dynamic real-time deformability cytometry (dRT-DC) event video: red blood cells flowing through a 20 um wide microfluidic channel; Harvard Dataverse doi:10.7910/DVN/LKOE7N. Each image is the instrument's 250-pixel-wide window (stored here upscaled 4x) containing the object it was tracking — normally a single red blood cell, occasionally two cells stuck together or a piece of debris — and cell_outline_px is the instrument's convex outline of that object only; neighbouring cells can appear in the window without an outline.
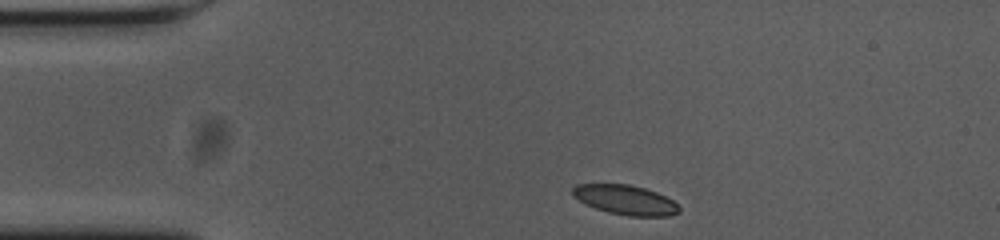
{"species": "common noctule bat (a hibernating species)", "species_latin": "Nyctalus noctula", "temperature_condition": "cold", "stored_images_in_passage": 37, "camera_frame_rate_fps": 3000, "um_per_image_px": 0.085, "animal": {"sex": "female", "body_mass_g": 23.0, "forearm_length_mm": 53.4}, "frame": {"image": 1, "passage_image": 1, "time_ms": 0.0, "image_size_px": [1000, 240], "cell_outline_px": [[680, 212], [668, 216], [628, 216], [608, 212], [596, 208], [572, 196], [572, 188], [576, 184], [628, 184], [644, 188], [656, 192], [672, 200], [680, 208]], "centroid_in_image_um": [53.16, 16.99], "position_along_channel_um": 31.8, "area_um2": 18.21}}
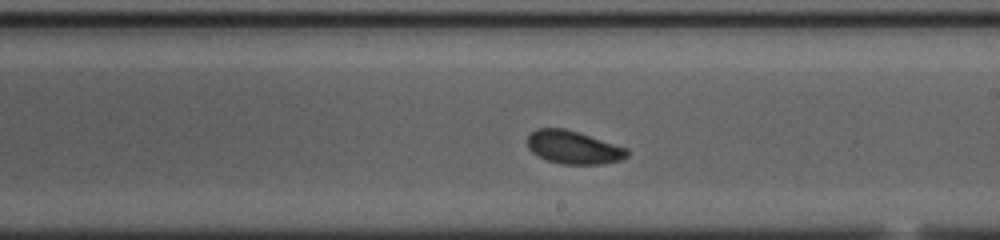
{"frame": {"image": 2, "passage_image": 22, "time_ms": 7.0, "image_size_px": [1000, 240], "cell_outline_px": [[628, 156], [620, 160], [600, 164], [560, 164], [548, 160], [532, 152], [528, 148], [528, 136], [536, 128], [564, 128], [580, 132], [628, 148]], "centroid_in_image_um": [48.76, 12.51], "position_along_channel_um": 240.2, "area_um2": 19.25}}
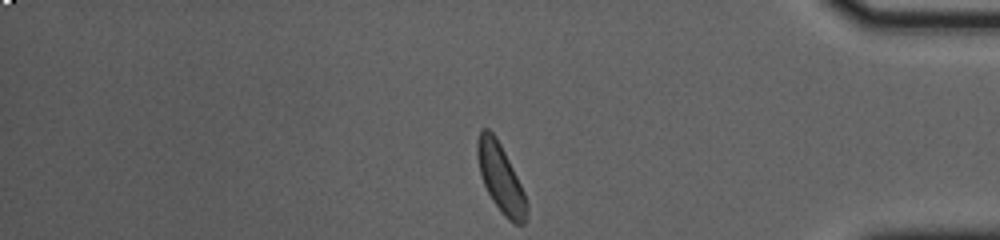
{"frame": {"image": 3, "passage_image": 37, "time_ms": 12.0, "image_size_px": [1000, 240], "cell_outline_px": [[528, 216], [524, 224], [516, 224], [508, 220], [504, 216], [492, 200], [484, 184], [480, 172], [476, 152], [476, 144], [480, 128], [488, 128], [492, 132], [500, 144], [524, 192], [528, 204]], "centroid_in_image_um": [42.55, 15.16], "position_along_channel_um": 392.6, "area_um2": 19.48}, "authors_computed_cell_mechanics": {"area_um2": 19.1896, "velocity_mm_per_s": 3.6339, "shape_relaxation_time_tau1_ms": 5.2617, "shape_relaxation_time_tau2_ms": null, "deformation_change_tau1": 0.1672, "deformation_change_tau2": null}}